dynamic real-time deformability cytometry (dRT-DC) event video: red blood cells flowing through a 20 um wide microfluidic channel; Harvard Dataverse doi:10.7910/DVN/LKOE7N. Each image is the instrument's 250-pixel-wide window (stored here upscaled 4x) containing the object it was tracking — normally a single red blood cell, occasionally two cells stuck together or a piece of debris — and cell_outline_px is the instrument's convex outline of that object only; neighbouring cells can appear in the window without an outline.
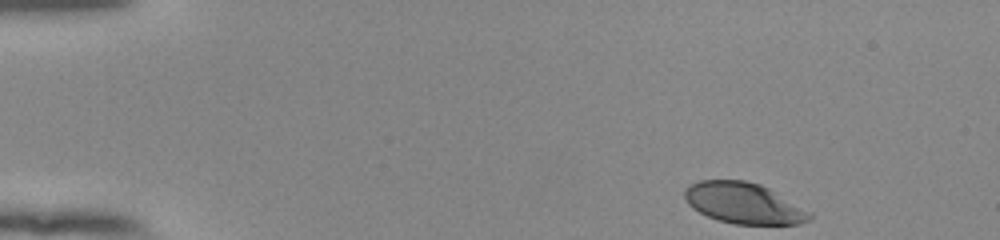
{"species": "human", "species_latin": "Homo sapiens", "temperature_condition": "room temperature", "stored_images_in_passage": 48, "camera_frame_rate_fps": 3000, "um_per_image_px": 0.085, "donor": {"sex": "female"}, "frame": {"image": 1, "passage_image": 1, "time_ms": 0.0, "image_size_px": [1000, 240], "cell_outline_px": [[812, 216], [808, 220], [800, 224], [736, 224], [720, 220], [708, 216], [692, 208], [688, 204], [684, 196], [684, 188], [688, 184], [700, 180], [744, 180], [760, 184], [768, 188], [812, 212]], "centroid_in_image_um": [63.2, 17.26], "position_along_channel_um": 21.8, "area_um2": 29.77}}
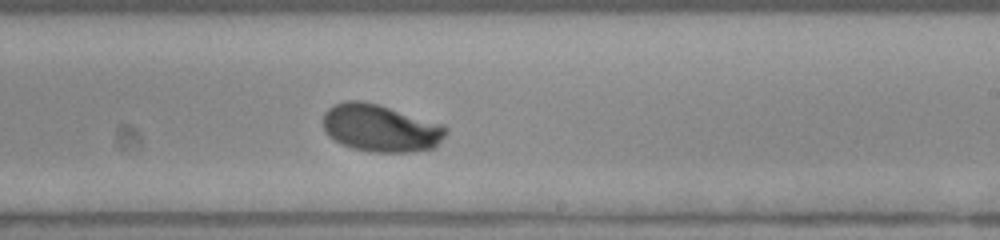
{"frame": {"image": 2, "passage_image": 28, "time_ms": 9.0, "image_size_px": [1000, 240], "cell_outline_px": [[448, 132], [432, 148], [412, 152], [372, 152], [352, 148], [340, 144], [328, 136], [324, 132], [324, 112], [332, 104], [348, 100], [360, 100], [376, 104], [444, 124], [448, 128]], "centroid_in_image_um": [32.32, 10.89], "position_along_channel_um": 256.7, "area_um2": 33.99}}
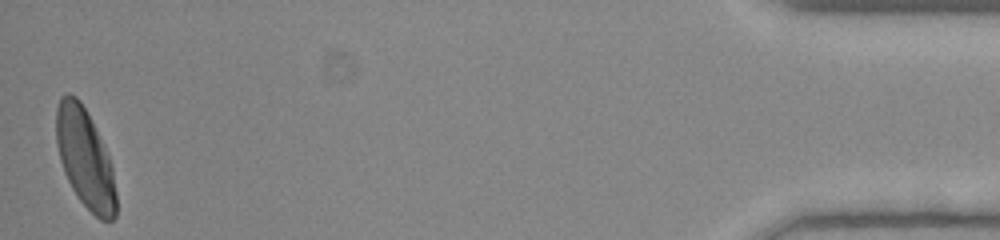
{"frame": {"image": 3, "passage_image": 48, "time_ms": 15.667, "image_size_px": [1000, 240], "cell_outline_px": [[116, 216], [112, 220], [100, 220], [80, 200], [72, 188], [64, 172], [60, 160], [56, 144], [56, 108], [60, 96], [68, 92], [76, 96], [80, 100], [112, 164], [116, 192]], "centroid_in_image_um": [7.21, 13.46], "position_along_channel_um": 428.0, "area_um2": 34.22}, "authors_computed_cell_mechanics": {"area_um2": 33.524, "velocity_mm_per_s": 3.8234, "shape_relaxation_time_tau1_ms": 3.0904, "shape_relaxation_time_tau2_ms": null, "deformation_change_tau1": 0.1678, "deformation_change_tau2": null}}